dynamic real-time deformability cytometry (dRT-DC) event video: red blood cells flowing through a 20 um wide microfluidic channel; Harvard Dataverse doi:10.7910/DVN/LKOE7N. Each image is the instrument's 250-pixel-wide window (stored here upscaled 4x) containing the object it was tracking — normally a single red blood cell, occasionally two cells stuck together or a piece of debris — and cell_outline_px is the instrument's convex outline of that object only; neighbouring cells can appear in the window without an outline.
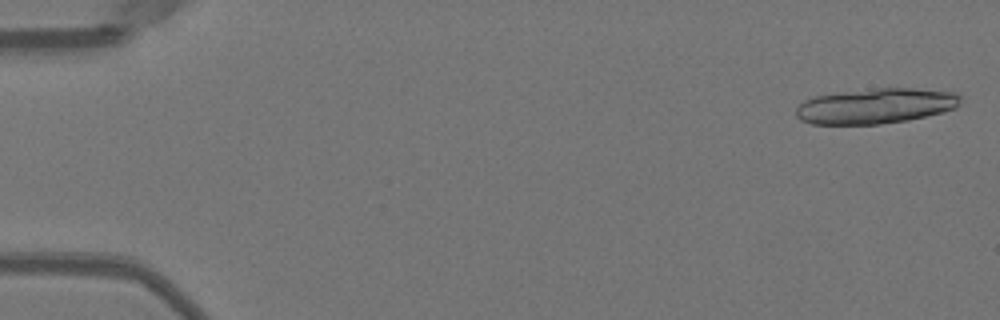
{"species": "Egyptian fruit bat (a non-hibernating species)", "species_latin": "Rousettus aegyptiacus", "temperature_condition": "warm", "stored_images_in_passage": 18, "camera_frame_rate_fps": 3000, "um_per_image_px": 0.085, "animal": {"sex": "female"}, "frame": {"image": 1, "passage_image": 1, "time_ms": 0.0, "image_size_px": [1000, 320], "cell_outline_px": [[964, 96], [960, 104], [956, 108], [944, 112], [908, 120], [880, 124], [812, 124], [800, 120], [796, 116], [796, 108], [804, 100], [816, 96], [844, 92], [880, 88], [916, 88], [956, 92]], "centroid_in_image_um": [74.5, 9.01], "position_along_channel_um": 10.5, "area_um2": 33.99}}